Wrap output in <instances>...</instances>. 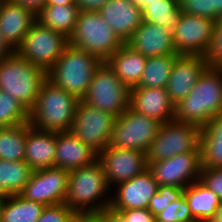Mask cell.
I'll return each mask as SVG.
<instances>
[{"label": "cell", "mask_w": 222, "mask_h": 222, "mask_svg": "<svg viewBox=\"0 0 222 222\" xmlns=\"http://www.w3.org/2000/svg\"><path fill=\"white\" fill-rule=\"evenodd\" d=\"M32 172L25 161L0 159V183L8 195H19L29 182Z\"/></svg>", "instance_id": "cell-30"}, {"label": "cell", "mask_w": 222, "mask_h": 222, "mask_svg": "<svg viewBox=\"0 0 222 222\" xmlns=\"http://www.w3.org/2000/svg\"><path fill=\"white\" fill-rule=\"evenodd\" d=\"M161 123L130 107L116 117L107 147L138 150L146 153L156 138Z\"/></svg>", "instance_id": "cell-8"}, {"label": "cell", "mask_w": 222, "mask_h": 222, "mask_svg": "<svg viewBox=\"0 0 222 222\" xmlns=\"http://www.w3.org/2000/svg\"><path fill=\"white\" fill-rule=\"evenodd\" d=\"M69 39L42 25L38 20L24 36L16 53L47 72L62 55Z\"/></svg>", "instance_id": "cell-9"}, {"label": "cell", "mask_w": 222, "mask_h": 222, "mask_svg": "<svg viewBox=\"0 0 222 222\" xmlns=\"http://www.w3.org/2000/svg\"><path fill=\"white\" fill-rule=\"evenodd\" d=\"M109 187L132 179L148 169L146 153L138 150H128L106 147L97 154Z\"/></svg>", "instance_id": "cell-15"}, {"label": "cell", "mask_w": 222, "mask_h": 222, "mask_svg": "<svg viewBox=\"0 0 222 222\" xmlns=\"http://www.w3.org/2000/svg\"><path fill=\"white\" fill-rule=\"evenodd\" d=\"M15 51L9 46V44L3 39L0 33V61L10 57Z\"/></svg>", "instance_id": "cell-44"}, {"label": "cell", "mask_w": 222, "mask_h": 222, "mask_svg": "<svg viewBox=\"0 0 222 222\" xmlns=\"http://www.w3.org/2000/svg\"><path fill=\"white\" fill-rule=\"evenodd\" d=\"M129 107L160 123L174 120V104L170 101L166 88H131Z\"/></svg>", "instance_id": "cell-19"}, {"label": "cell", "mask_w": 222, "mask_h": 222, "mask_svg": "<svg viewBox=\"0 0 222 222\" xmlns=\"http://www.w3.org/2000/svg\"><path fill=\"white\" fill-rule=\"evenodd\" d=\"M157 222H196L193 218L187 200L184 195L155 216Z\"/></svg>", "instance_id": "cell-35"}, {"label": "cell", "mask_w": 222, "mask_h": 222, "mask_svg": "<svg viewBox=\"0 0 222 222\" xmlns=\"http://www.w3.org/2000/svg\"><path fill=\"white\" fill-rule=\"evenodd\" d=\"M110 0H75L79 12H98Z\"/></svg>", "instance_id": "cell-41"}, {"label": "cell", "mask_w": 222, "mask_h": 222, "mask_svg": "<svg viewBox=\"0 0 222 222\" xmlns=\"http://www.w3.org/2000/svg\"><path fill=\"white\" fill-rule=\"evenodd\" d=\"M116 116L79 100L71 132L97 154L109 143Z\"/></svg>", "instance_id": "cell-11"}, {"label": "cell", "mask_w": 222, "mask_h": 222, "mask_svg": "<svg viewBox=\"0 0 222 222\" xmlns=\"http://www.w3.org/2000/svg\"><path fill=\"white\" fill-rule=\"evenodd\" d=\"M111 195L110 209L114 212L130 209H148L151 198L157 192V182L147 169L132 179L118 183ZM116 191V192H115Z\"/></svg>", "instance_id": "cell-16"}, {"label": "cell", "mask_w": 222, "mask_h": 222, "mask_svg": "<svg viewBox=\"0 0 222 222\" xmlns=\"http://www.w3.org/2000/svg\"><path fill=\"white\" fill-rule=\"evenodd\" d=\"M76 222H102L96 215H79Z\"/></svg>", "instance_id": "cell-45"}, {"label": "cell", "mask_w": 222, "mask_h": 222, "mask_svg": "<svg viewBox=\"0 0 222 222\" xmlns=\"http://www.w3.org/2000/svg\"><path fill=\"white\" fill-rule=\"evenodd\" d=\"M79 99L45 79L29 111V123L40 130L70 131Z\"/></svg>", "instance_id": "cell-3"}, {"label": "cell", "mask_w": 222, "mask_h": 222, "mask_svg": "<svg viewBox=\"0 0 222 222\" xmlns=\"http://www.w3.org/2000/svg\"><path fill=\"white\" fill-rule=\"evenodd\" d=\"M26 124L0 127V159L24 161L26 143Z\"/></svg>", "instance_id": "cell-31"}, {"label": "cell", "mask_w": 222, "mask_h": 222, "mask_svg": "<svg viewBox=\"0 0 222 222\" xmlns=\"http://www.w3.org/2000/svg\"><path fill=\"white\" fill-rule=\"evenodd\" d=\"M103 61L97 56L68 44L46 78L69 94L82 100L95 71Z\"/></svg>", "instance_id": "cell-4"}, {"label": "cell", "mask_w": 222, "mask_h": 222, "mask_svg": "<svg viewBox=\"0 0 222 222\" xmlns=\"http://www.w3.org/2000/svg\"><path fill=\"white\" fill-rule=\"evenodd\" d=\"M183 195L196 221L203 218L214 217L216 209L221 202L216 193L200 180L188 185L183 190Z\"/></svg>", "instance_id": "cell-27"}, {"label": "cell", "mask_w": 222, "mask_h": 222, "mask_svg": "<svg viewBox=\"0 0 222 222\" xmlns=\"http://www.w3.org/2000/svg\"><path fill=\"white\" fill-rule=\"evenodd\" d=\"M126 44L147 58L179 55L174 47L172 29L144 21H142Z\"/></svg>", "instance_id": "cell-18"}, {"label": "cell", "mask_w": 222, "mask_h": 222, "mask_svg": "<svg viewBox=\"0 0 222 222\" xmlns=\"http://www.w3.org/2000/svg\"><path fill=\"white\" fill-rule=\"evenodd\" d=\"M179 55L148 57L141 79L136 87L166 88L171 69Z\"/></svg>", "instance_id": "cell-29"}, {"label": "cell", "mask_w": 222, "mask_h": 222, "mask_svg": "<svg viewBox=\"0 0 222 222\" xmlns=\"http://www.w3.org/2000/svg\"><path fill=\"white\" fill-rule=\"evenodd\" d=\"M201 169L200 152H184L166 160L148 163V170L158 186L183 189L200 180Z\"/></svg>", "instance_id": "cell-12"}, {"label": "cell", "mask_w": 222, "mask_h": 222, "mask_svg": "<svg viewBox=\"0 0 222 222\" xmlns=\"http://www.w3.org/2000/svg\"><path fill=\"white\" fill-rule=\"evenodd\" d=\"M178 0H157L142 10L144 22L157 24L173 30L181 16Z\"/></svg>", "instance_id": "cell-32"}, {"label": "cell", "mask_w": 222, "mask_h": 222, "mask_svg": "<svg viewBox=\"0 0 222 222\" xmlns=\"http://www.w3.org/2000/svg\"><path fill=\"white\" fill-rule=\"evenodd\" d=\"M199 149L202 168H222V113L201 128Z\"/></svg>", "instance_id": "cell-25"}, {"label": "cell", "mask_w": 222, "mask_h": 222, "mask_svg": "<svg viewBox=\"0 0 222 222\" xmlns=\"http://www.w3.org/2000/svg\"><path fill=\"white\" fill-rule=\"evenodd\" d=\"M78 13V7L75 4L46 5L37 14V20L45 27L69 39L74 32Z\"/></svg>", "instance_id": "cell-26"}, {"label": "cell", "mask_w": 222, "mask_h": 222, "mask_svg": "<svg viewBox=\"0 0 222 222\" xmlns=\"http://www.w3.org/2000/svg\"><path fill=\"white\" fill-rule=\"evenodd\" d=\"M130 90L103 62L95 71L82 100L118 117L130 106Z\"/></svg>", "instance_id": "cell-10"}, {"label": "cell", "mask_w": 222, "mask_h": 222, "mask_svg": "<svg viewBox=\"0 0 222 222\" xmlns=\"http://www.w3.org/2000/svg\"><path fill=\"white\" fill-rule=\"evenodd\" d=\"M29 122V111L10 94L0 91V127Z\"/></svg>", "instance_id": "cell-33"}, {"label": "cell", "mask_w": 222, "mask_h": 222, "mask_svg": "<svg viewBox=\"0 0 222 222\" xmlns=\"http://www.w3.org/2000/svg\"><path fill=\"white\" fill-rule=\"evenodd\" d=\"M7 196H9V195L4 191V189L0 183V199H4Z\"/></svg>", "instance_id": "cell-50"}, {"label": "cell", "mask_w": 222, "mask_h": 222, "mask_svg": "<svg viewBox=\"0 0 222 222\" xmlns=\"http://www.w3.org/2000/svg\"><path fill=\"white\" fill-rule=\"evenodd\" d=\"M36 21L37 15L31 9L0 0V33L14 51Z\"/></svg>", "instance_id": "cell-20"}, {"label": "cell", "mask_w": 222, "mask_h": 222, "mask_svg": "<svg viewBox=\"0 0 222 222\" xmlns=\"http://www.w3.org/2000/svg\"><path fill=\"white\" fill-rule=\"evenodd\" d=\"M79 215L65 203L45 206L40 218L36 222H76Z\"/></svg>", "instance_id": "cell-38"}, {"label": "cell", "mask_w": 222, "mask_h": 222, "mask_svg": "<svg viewBox=\"0 0 222 222\" xmlns=\"http://www.w3.org/2000/svg\"><path fill=\"white\" fill-rule=\"evenodd\" d=\"M111 191L102 165L96 159L69 171L65 204L78 215H96L110 208Z\"/></svg>", "instance_id": "cell-1"}, {"label": "cell", "mask_w": 222, "mask_h": 222, "mask_svg": "<svg viewBox=\"0 0 222 222\" xmlns=\"http://www.w3.org/2000/svg\"><path fill=\"white\" fill-rule=\"evenodd\" d=\"M21 7L31 9L36 15L46 6L47 0H9Z\"/></svg>", "instance_id": "cell-42"}, {"label": "cell", "mask_w": 222, "mask_h": 222, "mask_svg": "<svg viewBox=\"0 0 222 222\" xmlns=\"http://www.w3.org/2000/svg\"><path fill=\"white\" fill-rule=\"evenodd\" d=\"M203 57L209 67L222 66V18L215 22L213 35Z\"/></svg>", "instance_id": "cell-37"}, {"label": "cell", "mask_w": 222, "mask_h": 222, "mask_svg": "<svg viewBox=\"0 0 222 222\" xmlns=\"http://www.w3.org/2000/svg\"><path fill=\"white\" fill-rule=\"evenodd\" d=\"M210 1V19L215 22L222 18V0H209Z\"/></svg>", "instance_id": "cell-43"}, {"label": "cell", "mask_w": 222, "mask_h": 222, "mask_svg": "<svg viewBox=\"0 0 222 222\" xmlns=\"http://www.w3.org/2000/svg\"><path fill=\"white\" fill-rule=\"evenodd\" d=\"M147 57L124 43L105 63L130 89L139 83Z\"/></svg>", "instance_id": "cell-24"}, {"label": "cell", "mask_w": 222, "mask_h": 222, "mask_svg": "<svg viewBox=\"0 0 222 222\" xmlns=\"http://www.w3.org/2000/svg\"><path fill=\"white\" fill-rule=\"evenodd\" d=\"M215 21L201 16L181 13L173 28V43L179 55L204 56L213 35Z\"/></svg>", "instance_id": "cell-14"}, {"label": "cell", "mask_w": 222, "mask_h": 222, "mask_svg": "<svg viewBox=\"0 0 222 222\" xmlns=\"http://www.w3.org/2000/svg\"><path fill=\"white\" fill-rule=\"evenodd\" d=\"M128 1H130L132 3H136L138 0H128Z\"/></svg>", "instance_id": "cell-52"}, {"label": "cell", "mask_w": 222, "mask_h": 222, "mask_svg": "<svg viewBox=\"0 0 222 222\" xmlns=\"http://www.w3.org/2000/svg\"><path fill=\"white\" fill-rule=\"evenodd\" d=\"M222 113V69L207 67L185 99L174 105V120L201 128Z\"/></svg>", "instance_id": "cell-2"}, {"label": "cell", "mask_w": 222, "mask_h": 222, "mask_svg": "<svg viewBox=\"0 0 222 222\" xmlns=\"http://www.w3.org/2000/svg\"><path fill=\"white\" fill-rule=\"evenodd\" d=\"M157 0H138L136 2V5L141 9L143 10L147 5L148 3H154L156 2Z\"/></svg>", "instance_id": "cell-47"}, {"label": "cell", "mask_w": 222, "mask_h": 222, "mask_svg": "<svg viewBox=\"0 0 222 222\" xmlns=\"http://www.w3.org/2000/svg\"><path fill=\"white\" fill-rule=\"evenodd\" d=\"M196 222H219V221L214 217H209V218L199 219Z\"/></svg>", "instance_id": "cell-49"}, {"label": "cell", "mask_w": 222, "mask_h": 222, "mask_svg": "<svg viewBox=\"0 0 222 222\" xmlns=\"http://www.w3.org/2000/svg\"><path fill=\"white\" fill-rule=\"evenodd\" d=\"M96 159L97 153L71 131L56 132L54 167L70 171L91 164Z\"/></svg>", "instance_id": "cell-23"}, {"label": "cell", "mask_w": 222, "mask_h": 222, "mask_svg": "<svg viewBox=\"0 0 222 222\" xmlns=\"http://www.w3.org/2000/svg\"><path fill=\"white\" fill-rule=\"evenodd\" d=\"M44 208L42 203L9 195L3 199L0 222H36Z\"/></svg>", "instance_id": "cell-28"}, {"label": "cell", "mask_w": 222, "mask_h": 222, "mask_svg": "<svg viewBox=\"0 0 222 222\" xmlns=\"http://www.w3.org/2000/svg\"><path fill=\"white\" fill-rule=\"evenodd\" d=\"M207 67L208 64L203 56L179 55L177 57L166 87L170 101L174 105L185 99Z\"/></svg>", "instance_id": "cell-17"}, {"label": "cell", "mask_w": 222, "mask_h": 222, "mask_svg": "<svg viewBox=\"0 0 222 222\" xmlns=\"http://www.w3.org/2000/svg\"><path fill=\"white\" fill-rule=\"evenodd\" d=\"M214 218H216L219 222H222V201L220 202V205L216 209Z\"/></svg>", "instance_id": "cell-48"}, {"label": "cell", "mask_w": 222, "mask_h": 222, "mask_svg": "<svg viewBox=\"0 0 222 222\" xmlns=\"http://www.w3.org/2000/svg\"><path fill=\"white\" fill-rule=\"evenodd\" d=\"M183 188L174 186H158L156 194L151 198L148 210L156 216L162 212L170 202L176 201L183 195Z\"/></svg>", "instance_id": "cell-36"}, {"label": "cell", "mask_w": 222, "mask_h": 222, "mask_svg": "<svg viewBox=\"0 0 222 222\" xmlns=\"http://www.w3.org/2000/svg\"><path fill=\"white\" fill-rule=\"evenodd\" d=\"M68 180L69 170L57 167L35 170L19 195L45 206L65 203Z\"/></svg>", "instance_id": "cell-13"}, {"label": "cell", "mask_w": 222, "mask_h": 222, "mask_svg": "<svg viewBox=\"0 0 222 222\" xmlns=\"http://www.w3.org/2000/svg\"><path fill=\"white\" fill-rule=\"evenodd\" d=\"M201 127L172 120L161 123L156 138L146 151L147 163L169 159L184 152H200Z\"/></svg>", "instance_id": "cell-7"}, {"label": "cell", "mask_w": 222, "mask_h": 222, "mask_svg": "<svg viewBox=\"0 0 222 222\" xmlns=\"http://www.w3.org/2000/svg\"><path fill=\"white\" fill-rule=\"evenodd\" d=\"M98 12L123 43L143 21L142 10L128 0H110Z\"/></svg>", "instance_id": "cell-21"}, {"label": "cell", "mask_w": 222, "mask_h": 222, "mask_svg": "<svg viewBox=\"0 0 222 222\" xmlns=\"http://www.w3.org/2000/svg\"><path fill=\"white\" fill-rule=\"evenodd\" d=\"M96 216L102 222H155V216L148 209H130L114 212L109 208L101 210Z\"/></svg>", "instance_id": "cell-34"}, {"label": "cell", "mask_w": 222, "mask_h": 222, "mask_svg": "<svg viewBox=\"0 0 222 222\" xmlns=\"http://www.w3.org/2000/svg\"><path fill=\"white\" fill-rule=\"evenodd\" d=\"M69 44L91 53L105 62L124 43L99 12L89 11L78 13Z\"/></svg>", "instance_id": "cell-6"}, {"label": "cell", "mask_w": 222, "mask_h": 222, "mask_svg": "<svg viewBox=\"0 0 222 222\" xmlns=\"http://www.w3.org/2000/svg\"><path fill=\"white\" fill-rule=\"evenodd\" d=\"M75 4V0H47L46 5Z\"/></svg>", "instance_id": "cell-46"}, {"label": "cell", "mask_w": 222, "mask_h": 222, "mask_svg": "<svg viewBox=\"0 0 222 222\" xmlns=\"http://www.w3.org/2000/svg\"><path fill=\"white\" fill-rule=\"evenodd\" d=\"M46 72L16 52L0 61V91L10 94L28 111L34 106Z\"/></svg>", "instance_id": "cell-5"}, {"label": "cell", "mask_w": 222, "mask_h": 222, "mask_svg": "<svg viewBox=\"0 0 222 222\" xmlns=\"http://www.w3.org/2000/svg\"><path fill=\"white\" fill-rule=\"evenodd\" d=\"M56 132L40 130L26 124L24 161L35 171L54 167Z\"/></svg>", "instance_id": "cell-22"}, {"label": "cell", "mask_w": 222, "mask_h": 222, "mask_svg": "<svg viewBox=\"0 0 222 222\" xmlns=\"http://www.w3.org/2000/svg\"><path fill=\"white\" fill-rule=\"evenodd\" d=\"M3 204V199H0V218H1V206Z\"/></svg>", "instance_id": "cell-51"}, {"label": "cell", "mask_w": 222, "mask_h": 222, "mask_svg": "<svg viewBox=\"0 0 222 222\" xmlns=\"http://www.w3.org/2000/svg\"><path fill=\"white\" fill-rule=\"evenodd\" d=\"M200 181L222 201V168H202Z\"/></svg>", "instance_id": "cell-39"}, {"label": "cell", "mask_w": 222, "mask_h": 222, "mask_svg": "<svg viewBox=\"0 0 222 222\" xmlns=\"http://www.w3.org/2000/svg\"><path fill=\"white\" fill-rule=\"evenodd\" d=\"M178 3L184 14L210 18L209 0H178Z\"/></svg>", "instance_id": "cell-40"}]
</instances>
